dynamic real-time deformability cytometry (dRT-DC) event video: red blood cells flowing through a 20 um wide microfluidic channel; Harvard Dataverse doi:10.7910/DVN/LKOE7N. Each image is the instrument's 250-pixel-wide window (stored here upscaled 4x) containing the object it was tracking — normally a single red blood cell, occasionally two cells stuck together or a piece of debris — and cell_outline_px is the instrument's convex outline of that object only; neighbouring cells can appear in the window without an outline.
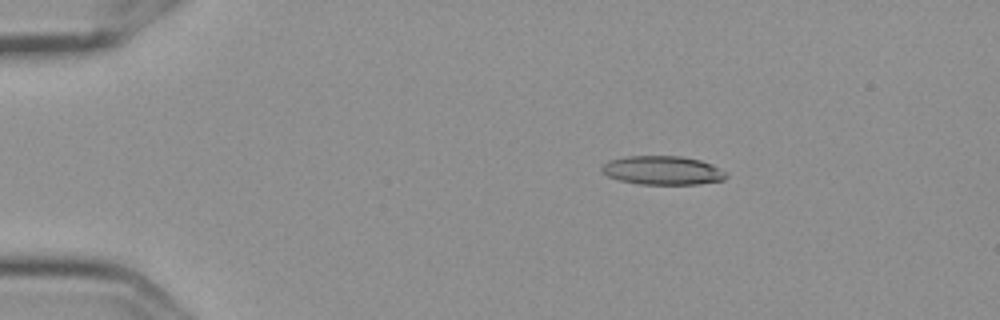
{"species": "Egyptian fruit bat (a non-hibernating species)", "species_latin": "Rousettus aegyptiacus", "temperature_condition": "cold", "stored_images_in_passage": 6, "camera_frame_rate_fps": 3000, "um_per_image_px": 0.085, "frame": {"image": 1, "passage_image": 4, "time_ms": 1.0, "image_size_px": [1000, 320], "cell_outline_px": [[728, 176], [724, 180], [696, 184], [640, 184], [620, 180], [608, 176], [600, 172], [600, 168], [608, 160], [628, 156], [680, 156], [700, 160], [712, 164], [728, 172]], "centroid_in_image_um": [56.33, 14.48], "position_along_channel_um": 28.7, "area_um2": 20.98}}